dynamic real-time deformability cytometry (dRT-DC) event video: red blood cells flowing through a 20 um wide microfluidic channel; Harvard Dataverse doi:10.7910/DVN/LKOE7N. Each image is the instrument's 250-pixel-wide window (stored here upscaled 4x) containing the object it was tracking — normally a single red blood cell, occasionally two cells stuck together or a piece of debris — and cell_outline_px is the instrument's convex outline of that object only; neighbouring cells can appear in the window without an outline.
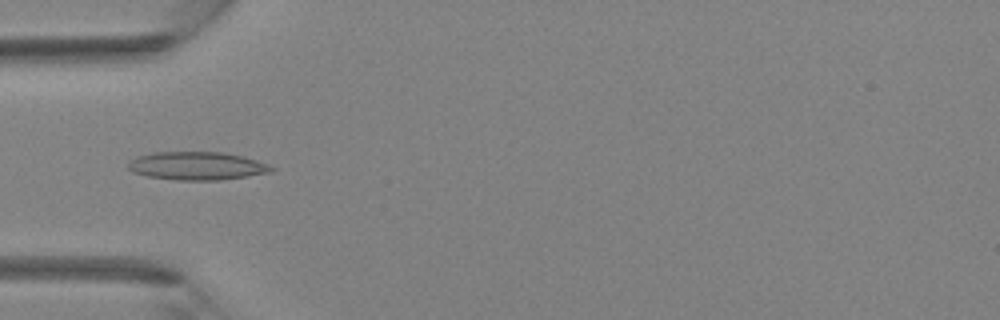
{"species": "Egyptian fruit bat (a non-hibernating species)", "species_latin": "Rousettus aegyptiacus", "temperature_condition": "room temperature", "stored_images_in_passage": 29, "camera_frame_rate_fps": 3000, "um_per_image_px": 0.085, "animal": {"sex": "female"}, "frame": {"image": 1, "passage_image": 1, "time_ms": 0.0, "image_size_px": [1000, 320], "cell_outline_px": [[276, 168], [272, 172], [248, 176], [220, 180], [176, 180], [148, 176], [132, 172], [128, 168], [128, 164], [136, 156], [152, 152], [220, 152], [240, 156], [256, 160], [268, 164]], "centroid_in_image_um": [16.74, 14.1], "position_along_channel_um": 68.3, "area_um2": 23.47}}
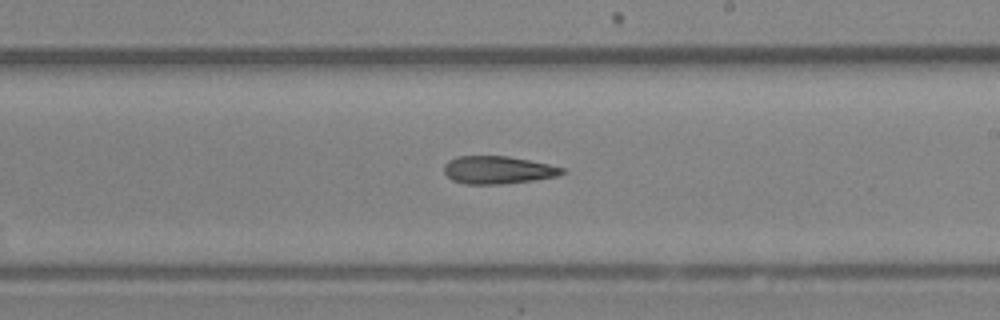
{"frame": {"image": 2, "passage_image": 12, "time_ms": 3.667, "image_size_px": [1000, 320], "cell_outline_px": [[564, 172], [556, 176], [532, 180], [500, 184], [464, 184], [452, 180], [444, 172], [444, 164], [448, 160], [456, 156], [508, 156], [548, 164], [564, 168]], "centroid_in_image_um": [42.26, 14.44], "position_along_channel_um": 246.7, "area_um2": 18.96}}
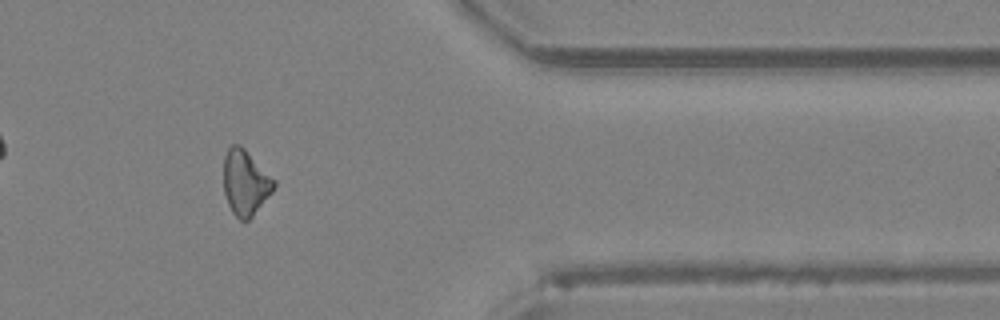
{"frame": {"image": 3, "passage_image": 22, "time_ms": 7.0, "image_size_px": [1000, 320], "cell_outline_px": [[276, 184], [272, 192], [252, 216], [248, 220], [240, 220], [232, 212], [228, 204], [224, 192], [224, 156], [228, 148], [232, 144], [240, 144], [276, 180]], "centroid_in_image_um": [20.86, 15.5], "position_along_channel_um": 390.5, "area_um2": 19.07}}